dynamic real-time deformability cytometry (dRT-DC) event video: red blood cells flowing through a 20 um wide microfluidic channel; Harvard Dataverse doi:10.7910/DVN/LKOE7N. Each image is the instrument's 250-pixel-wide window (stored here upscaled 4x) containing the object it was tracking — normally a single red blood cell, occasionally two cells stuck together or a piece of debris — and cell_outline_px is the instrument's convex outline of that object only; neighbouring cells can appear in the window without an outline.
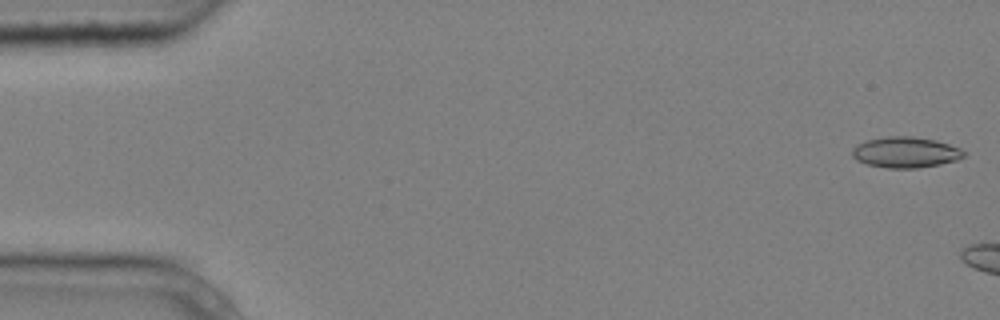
{"species": "common noctule bat (a hibernating species)", "species_latin": "Nyctalus noctula", "temperature_condition": "cold", "stored_images_in_passage": 2, "camera_frame_rate_fps": 3000, "um_per_image_px": 0.085, "animal": {"sex": "male", "body_mass_g": 20.4}, "frame": {"image": 1, "passage_image": 1, "time_ms": 0.0, "image_size_px": [1000, 320], "cell_outline_px": [[968, 152], [964, 156], [956, 160], [940, 164], [916, 168], [888, 168], [868, 164], [856, 160], [852, 156], [852, 148], [856, 144], [868, 140], [888, 136], [912, 136], [936, 140], [960, 148]], "centroid_in_image_um": [76.98, 12.94], "position_along_channel_um": 8.0, "area_um2": 20.06}}